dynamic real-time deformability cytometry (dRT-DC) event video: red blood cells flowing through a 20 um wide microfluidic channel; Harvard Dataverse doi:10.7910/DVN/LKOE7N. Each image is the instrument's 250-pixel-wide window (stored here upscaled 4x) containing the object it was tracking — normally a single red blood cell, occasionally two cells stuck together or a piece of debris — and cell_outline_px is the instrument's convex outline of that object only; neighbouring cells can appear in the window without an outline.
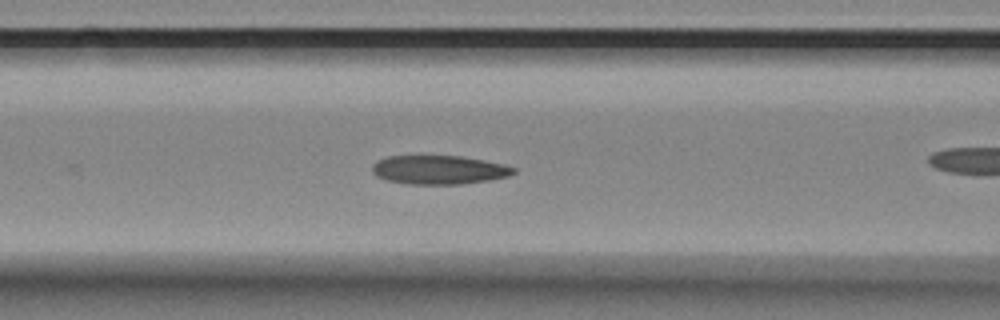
{"species": "Egyptian fruit bat (a non-hibernating species)", "species_latin": "Rousettus aegyptiacus", "temperature_condition": "room temperature", "stored_images_in_passage": 37, "camera_frame_rate_fps": 3000, "um_per_image_px": 0.085, "animal": {"sex": "female"}, "frame": {"image": 1, "passage_image": 4, "time_ms": 1.0, "image_size_px": [1000, 320], "cell_outline_px": [[516, 172], [508, 176], [488, 180], [460, 184], [408, 184], [388, 180], [376, 176], [372, 172], [372, 164], [376, 160], [388, 156], [460, 156], [484, 160], [504, 164], [516, 168]], "centroid_in_image_um": [37.3, 14.43], "position_along_channel_um": 129.3, "area_um2": 23.76}}
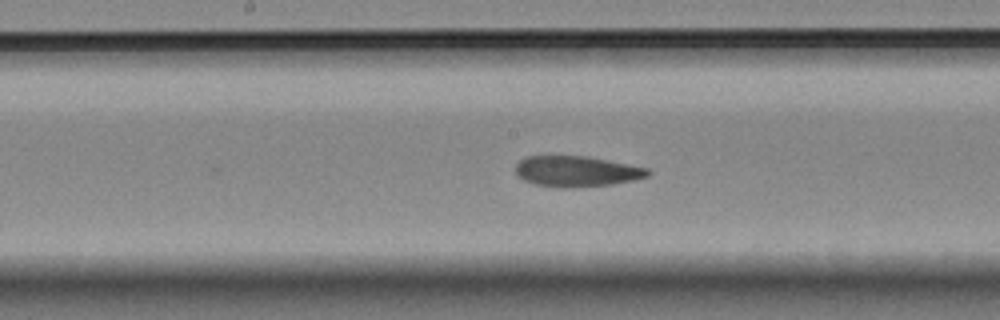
{"frame": {"image": 2, "passage_image": 10, "time_ms": 3.0, "image_size_px": [1000, 320], "cell_outline_px": [[652, 172], [648, 176], [632, 180], [612, 184], [572, 188], [556, 188], [536, 184], [524, 180], [516, 176], [516, 164], [520, 160], [528, 156], [588, 156], [648, 168]], "centroid_in_image_um": [49.0, 14.57], "position_along_channel_um": 199.2, "area_um2": 23.76}}
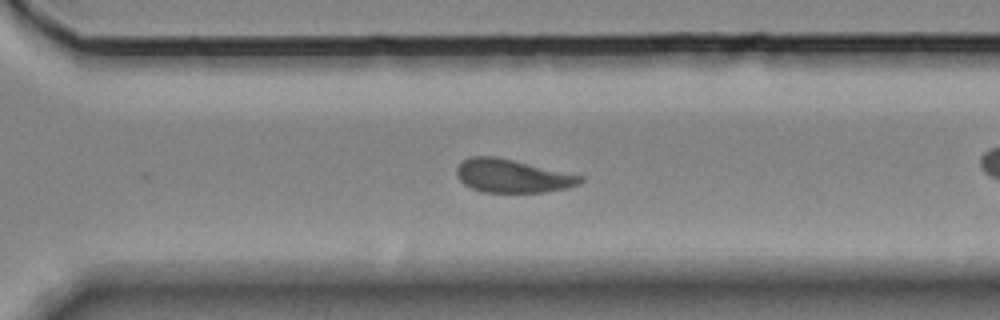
{"frame": {"image": 3, "passage_image": 21, "time_ms": 6.667, "image_size_px": [1000, 320], "cell_outline_px": [[584, 180], [580, 184], [568, 188], [544, 192], [484, 192], [472, 188], [464, 184], [456, 176], [456, 168], [464, 160], [472, 156], [496, 156], [584, 176]], "centroid_in_image_um": [43.57, 14.96], "position_along_channel_um": 327.0, "area_um2": 23.99}, "authors_computed_cell_mechanics": {"area_um2": 23.2934, "velocity_mm_per_s": 3.4877, "shape_relaxation_time_tau1_ms": null, "shape_relaxation_time_tau2_ms": 4.1139, "deformation_change_tau1": null, "deformation_change_tau2": 0.0996}}